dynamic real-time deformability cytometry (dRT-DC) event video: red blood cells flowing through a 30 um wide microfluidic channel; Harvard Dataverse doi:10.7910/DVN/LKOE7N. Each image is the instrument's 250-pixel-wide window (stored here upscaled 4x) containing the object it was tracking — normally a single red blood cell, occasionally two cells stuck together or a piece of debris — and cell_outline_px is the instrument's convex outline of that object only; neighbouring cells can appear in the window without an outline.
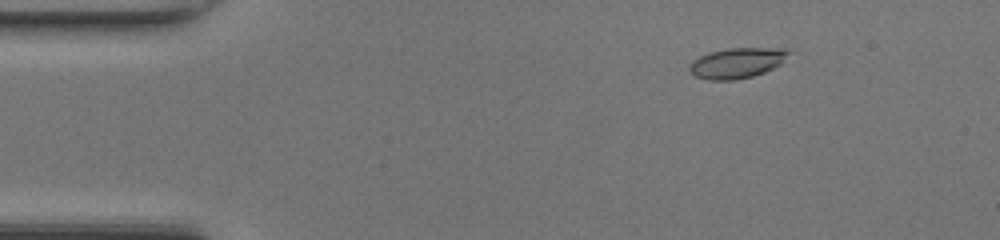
{"species": "common noctule bat (a hibernating species)", "species_latin": "Nyctalus noctula", "temperature_condition": "room temperature", "stored_images_in_passage": 42, "camera_frame_rate_fps": 3000, "um_per_image_px": 0.085, "animal": {"sex": "female", "body_mass_g": 17.0, "forearm_length_mm": 48.0}, "frame": {"image": 1, "passage_image": 1, "time_ms": 0.0, "image_size_px": [1000, 240], "cell_outline_px": [[792, 52], [780, 64], [764, 72], [752, 76], [732, 80], [708, 80], [696, 76], [688, 68], [688, 64], [692, 60], [708, 52], [728, 48], [788, 48]], "centroid_in_image_um": [62.64, 5.33], "position_along_channel_um": 22.4, "area_um2": 17.63}}
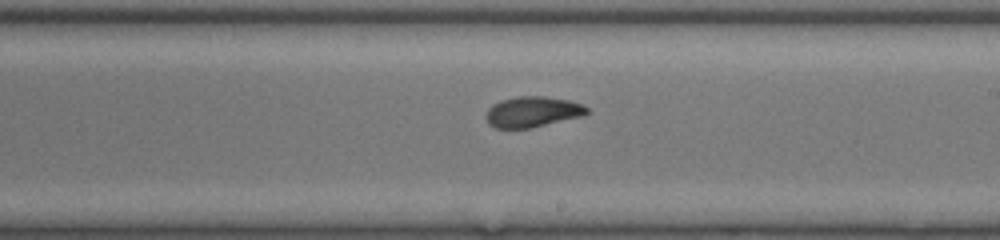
{"frame": {"image": 2, "passage_image": 22, "time_ms": 7.0, "image_size_px": [1000, 240], "cell_outline_px": [[588, 112], [584, 116], [532, 128], [496, 128], [488, 124], [484, 116], [488, 108], [492, 104], [500, 100], [516, 96], [544, 96], [568, 100], [580, 104], [588, 108]], "centroid_in_image_um": [45.23, 9.51], "position_along_channel_um": 243.8, "area_um2": 18.26}}
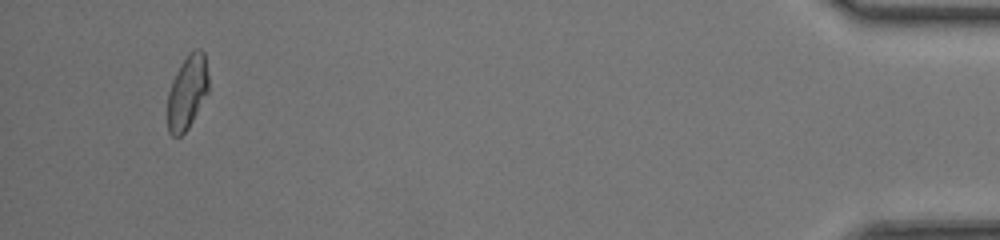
{"frame": {"image": 3, "passage_image": 40, "time_ms": 13.0, "image_size_px": [1000, 240], "cell_outline_px": [[208, 92], [188, 128], [180, 136], [172, 136], [168, 132], [168, 92], [172, 80], [180, 64], [188, 52], [196, 48], [200, 48], [204, 52], [208, 76]], "centroid_in_image_um": [15.91, 7.8], "position_along_channel_um": 419.3, "area_um2": 17.69}, "authors_computed_cell_mechanics": {"area_um2": 18.0625, "velocity_mm_per_s": 4.3123, "shape_relaxation_time_tau1_ms": 6.7869, "shape_relaxation_time_tau2_ms": 1.4484, "deformation_change_tau1": 0.1928, "deformation_change_tau2": 0.0706}}